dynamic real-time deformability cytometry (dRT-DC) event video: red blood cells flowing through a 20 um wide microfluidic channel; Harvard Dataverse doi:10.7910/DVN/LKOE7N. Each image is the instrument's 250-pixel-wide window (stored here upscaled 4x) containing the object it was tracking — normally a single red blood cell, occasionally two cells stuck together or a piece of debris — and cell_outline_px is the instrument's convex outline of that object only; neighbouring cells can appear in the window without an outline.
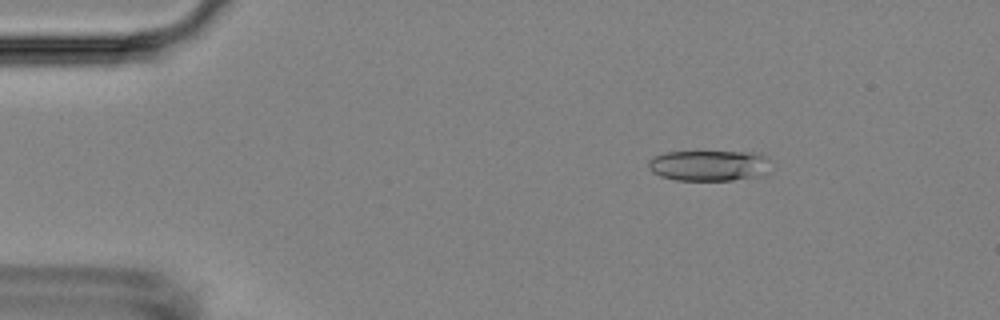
{"species": "Egyptian fruit bat (a non-hibernating species)", "species_latin": "Rousettus aegyptiacus", "temperature_condition": "room temperature", "stored_images_in_passage": 56, "camera_frame_rate_fps": 3000, "um_per_image_px": 0.085, "animal": {"sex": "female"}, "frame": {"image": 1, "passage_image": 9, "time_ms": 2.667, "image_size_px": [1000, 320], "cell_outline_px": [[768, 172], [752, 176], [732, 180], [676, 180], [660, 176], [652, 172], [648, 168], [648, 160], [664, 152], [752, 152], [768, 156]], "centroid_in_image_um": [60.22, 14.06], "position_along_channel_um": 24.8, "area_um2": 21.73}}
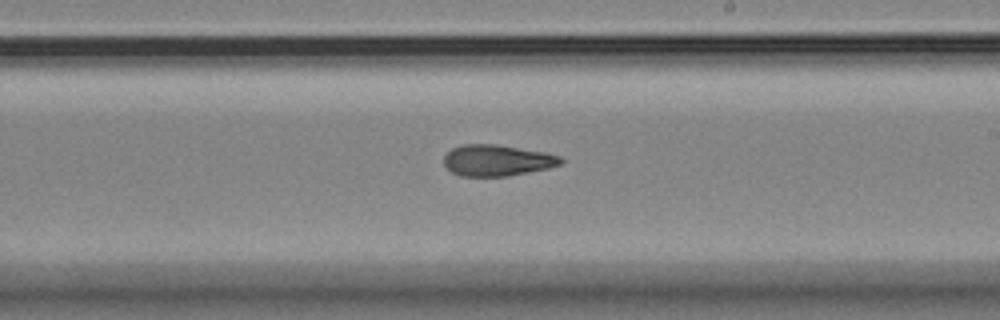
{"frame": {"image": 2, "passage_image": 33, "time_ms": 10.667, "image_size_px": [1000, 320], "cell_outline_px": [[564, 160], [560, 164], [548, 168], [508, 176], [460, 176], [452, 172], [444, 164], [444, 156], [452, 148], [464, 144], [496, 144], [544, 152], [560, 156]], "centroid_in_image_um": [42.24, 13.63], "position_along_channel_um": 246.8, "area_um2": 21.15}}
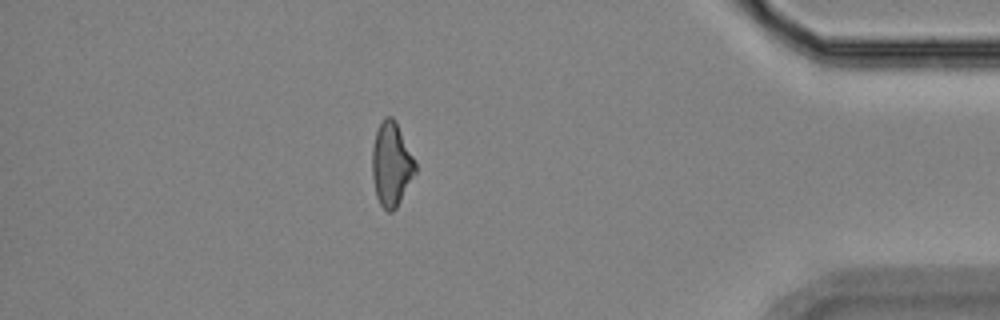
{"frame": {"image": 3, "passage_image": 49, "time_ms": 16.0, "image_size_px": [1000, 320], "cell_outline_px": [[416, 172], [396, 208], [392, 212], [388, 212], [380, 204], [376, 196], [372, 176], [372, 148], [376, 132], [384, 116], [392, 116], [396, 120], [416, 164]], "centroid_in_image_um": [33.26, 13.95], "position_along_channel_um": 401.9, "area_um2": 20.98}, "authors_computed_cell_mechanics": {"area_um2": 21.7039, "velocity_mm_per_s": 3.6071, "shape_relaxation_time_tau1_ms": null, "shape_relaxation_time_tau2_ms": 3.9489, "deformation_change_tau1": null, "deformation_change_tau2": 0.1309}}